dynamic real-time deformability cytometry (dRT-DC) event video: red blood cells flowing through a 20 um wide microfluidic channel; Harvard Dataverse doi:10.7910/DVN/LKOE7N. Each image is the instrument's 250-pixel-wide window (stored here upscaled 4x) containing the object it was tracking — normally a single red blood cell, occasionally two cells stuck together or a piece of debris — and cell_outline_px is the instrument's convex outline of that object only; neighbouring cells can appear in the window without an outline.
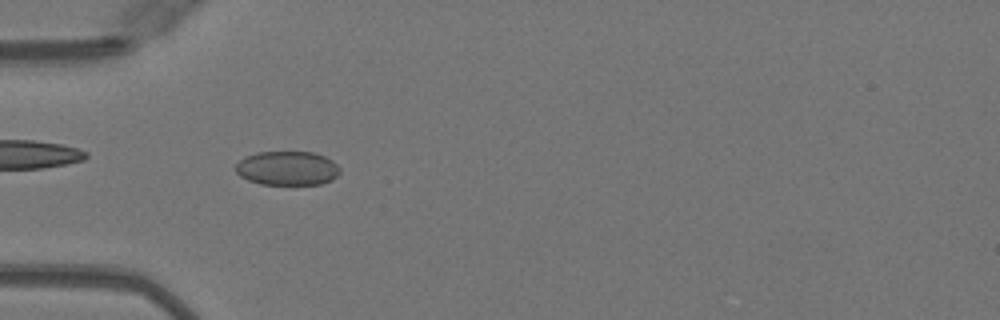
{"species": "Egyptian fruit bat (a non-hibernating species)", "species_latin": "Rousettus aegyptiacus", "temperature_condition": "warm", "stored_images_in_passage": 38, "camera_frame_rate_fps": 3000, "um_per_image_px": 0.085, "animal": {"sex": "female"}, "frame": {"image": 1, "passage_image": 4, "time_ms": 1.0, "image_size_px": [1000, 320], "cell_outline_px": [[340, 172], [332, 180], [320, 184], [260, 184], [248, 180], [240, 176], [236, 172], [236, 164], [240, 160], [256, 152], [316, 152], [332, 160], [340, 168]], "centroid_in_image_um": [24.44, 14.3], "position_along_channel_um": 60.6, "area_um2": 20.69}}
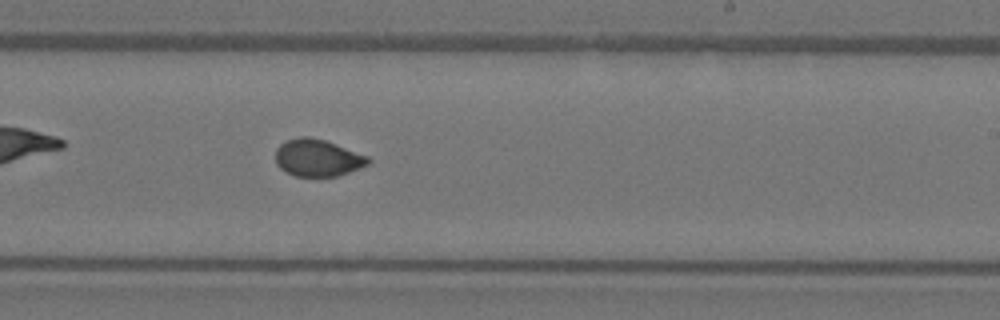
{"frame": {"image": 2, "passage_image": 19, "time_ms": 6.0, "image_size_px": [1000, 320], "cell_outline_px": [[372, 160], [368, 164], [348, 172], [336, 176], [296, 176], [280, 168], [276, 164], [276, 148], [280, 144], [288, 140], [300, 136], [308, 136], [324, 140], [368, 156]], "centroid_in_image_um": [26.98, 13.41], "position_along_channel_um": 262.0, "area_um2": 19.77}}
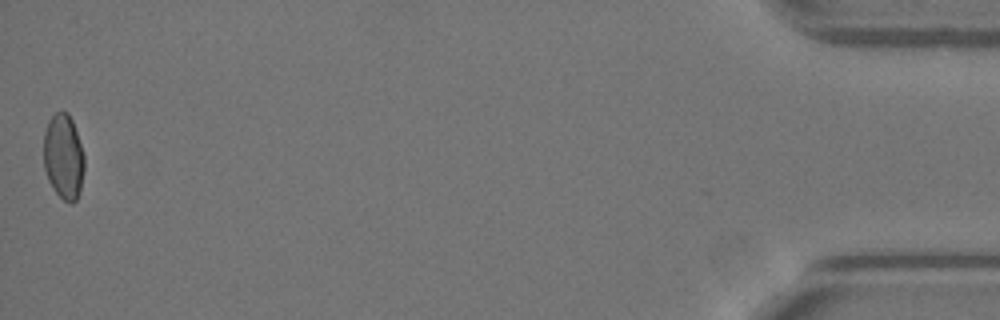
{"frame": {"image": 3, "passage_image": 38, "time_ms": 12.333, "image_size_px": [1000, 320], "cell_outline_px": [[84, 172], [80, 192], [76, 200], [72, 204], [68, 204], [52, 188], [48, 180], [44, 168], [44, 132], [48, 120], [56, 112], [68, 112], [72, 120], [84, 156]], "centroid_in_image_um": [5.4, 13.35], "position_along_channel_um": 429.8, "area_um2": 20.29}, "authors_computed_cell_mechanics": {"area_um2": 20.2878, "velocity_mm_per_s": 4.0873, "shape_relaxation_time_tau1_ms": 10.3101, "shape_relaxation_time_tau2_ms": null, "deformation_change_tau1": 0.1777, "deformation_change_tau2": null}}